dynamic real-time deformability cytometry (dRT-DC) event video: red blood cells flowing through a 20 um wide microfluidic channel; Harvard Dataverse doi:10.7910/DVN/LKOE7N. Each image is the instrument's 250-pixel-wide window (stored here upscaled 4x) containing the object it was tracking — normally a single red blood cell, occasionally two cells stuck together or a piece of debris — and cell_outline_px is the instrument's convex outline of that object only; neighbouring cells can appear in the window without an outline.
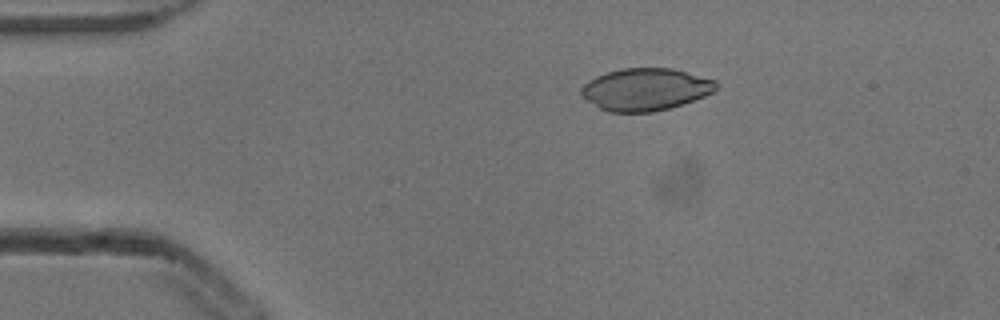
{"species": "common noctule bat (a hibernating species)", "species_latin": "Nyctalus noctula", "temperature_condition": "cold", "stored_images_in_passage": 3, "camera_frame_rate_fps": 3000, "um_per_image_px": 0.085, "animal": {"sex": "male", "body_mass_g": 13.3}, "frame": {"image": 1, "passage_image": 3, "time_ms": 0.667, "image_size_px": [1000, 320], "cell_outline_px": [[720, 84], [712, 92], [704, 96], [668, 108], [652, 112], [608, 112], [600, 108], [580, 96], [580, 88], [588, 80], [596, 76], [620, 68], [672, 68], [716, 80]], "centroid_in_image_um": [54.84, 7.59], "position_along_channel_um": 30.2, "area_um2": 33.18}}